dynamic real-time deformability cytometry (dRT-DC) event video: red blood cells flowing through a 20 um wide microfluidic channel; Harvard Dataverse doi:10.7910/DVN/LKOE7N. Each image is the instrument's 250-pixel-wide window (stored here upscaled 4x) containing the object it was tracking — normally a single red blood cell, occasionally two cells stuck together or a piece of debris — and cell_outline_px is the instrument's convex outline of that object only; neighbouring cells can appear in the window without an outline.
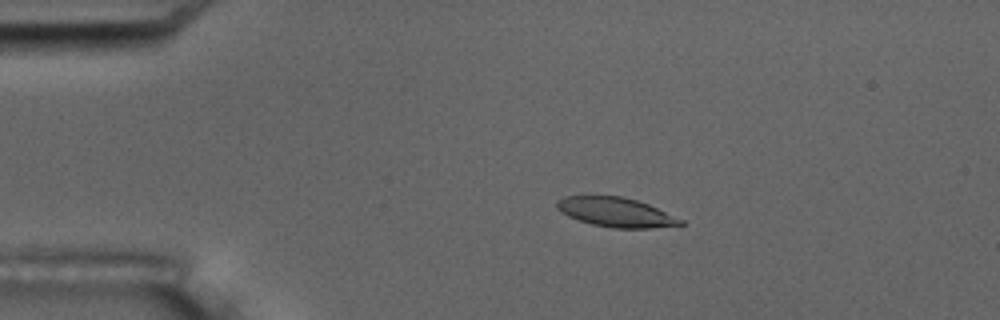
{"species": "common noctule bat (a hibernating species)", "species_latin": "Nyctalus noctula", "temperature_condition": "room temperature", "stored_images_in_passage": 5, "camera_frame_rate_fps": 3000, "um_per_image_px": 0.085, "animal": {"sex": "male", "body_mass_g": 17.5, "forearm_length_mm": 52.3}, "frame": {"image": 1, "passage_image": 3, "time_ms": 3.333, "image_size_px": [1000, 320], "cell_outline_px": [[684, 224], [648, 228], [612, 228], [592, 224], [568, 216], [560, 212], [556, 208], [556, 200], [564, 196], [620, 196], [636, 200], [648, 204], [684, 220]], "centroid_in_image_um": [52.31, 18.03], "position_along_channel_um": 32.7, "area_um2": 21.04}}